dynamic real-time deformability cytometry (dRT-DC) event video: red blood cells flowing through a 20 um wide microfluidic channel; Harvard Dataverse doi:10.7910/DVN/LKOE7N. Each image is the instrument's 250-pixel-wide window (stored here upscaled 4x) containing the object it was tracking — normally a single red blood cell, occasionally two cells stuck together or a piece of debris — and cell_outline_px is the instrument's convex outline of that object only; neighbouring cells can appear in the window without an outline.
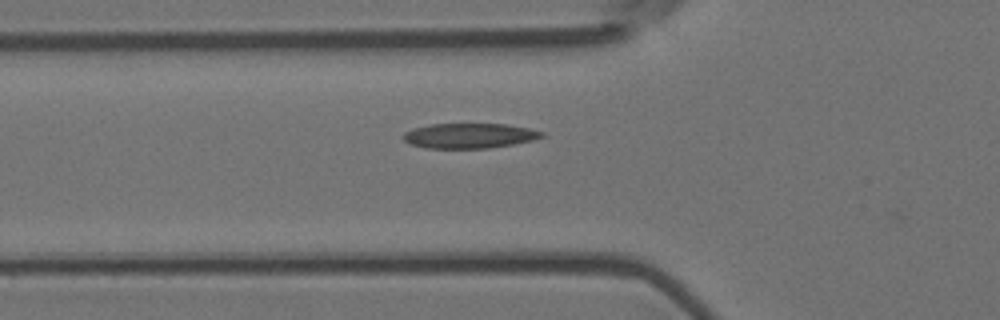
{"species": "Egyptian fruit bat (a non-hibernating species)", "species_latin": "Rousettus aegyptiacus", "temperature_condition": "room temperature", "stored_images_in_passage": 5, "camera_frame_rate_fps": 3000, "um_per_image_px": 0.085, "animal": {"sex": "female"}, "frame": {"image": 1, "passage_image": 5, "time_ms": 1.333, "image_size_px": [1000, 320], "cell_outline_px": [[544, 136], [532, 140], [512, 144], [488, 148], [428, 148], [412, 144], [404, 140], [404, 132], [412, 128], [432, 124], [504, 124], [528, 128], [544, 132]], "centroid_in_image_um": [39.89, 11.53], "position_along_channel_um": 85.9, "area_um2": 19.94}}